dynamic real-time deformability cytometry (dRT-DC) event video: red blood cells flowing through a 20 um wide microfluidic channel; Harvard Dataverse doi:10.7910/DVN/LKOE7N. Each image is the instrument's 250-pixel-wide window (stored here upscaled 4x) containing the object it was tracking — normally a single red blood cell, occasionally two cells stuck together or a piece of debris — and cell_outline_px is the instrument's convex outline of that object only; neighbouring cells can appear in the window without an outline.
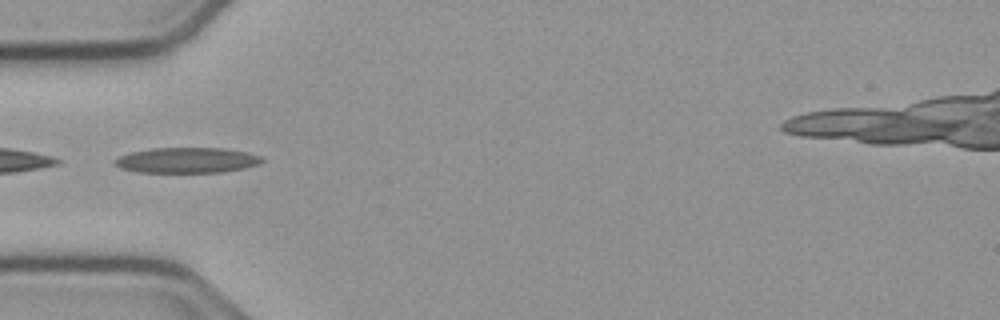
{"species": "common noctule bat (a hibernating species)", "species_latin": "Nyctalus noctula", "temperature_condition": "cold", "stored_images_in_passage": 33, "camera_frame_rate_fps": 3000, "um_per_image_px": 0.085, "animal": {"sex": "male", "body_mass_g": 23.1, "forearm_length_mm": 52.7}, "frame": {"image": 1, "passage_image": 1, "time_ms": 0.0, "image_size_px": [1000, 320], "cell_outline_px": [[264, 160], [260, 164], [244, 168], [220, 172], [136, 172], [120, 168], [116, 164], [116, 160], [120, 156], [132, 152], [152, 148], [224, 148], [248, 152], [260, 156]], "centroid_in_image_um": [15.93, 13.62], "position_along_channel_um": 69.1, "area_um2": 21.68}}
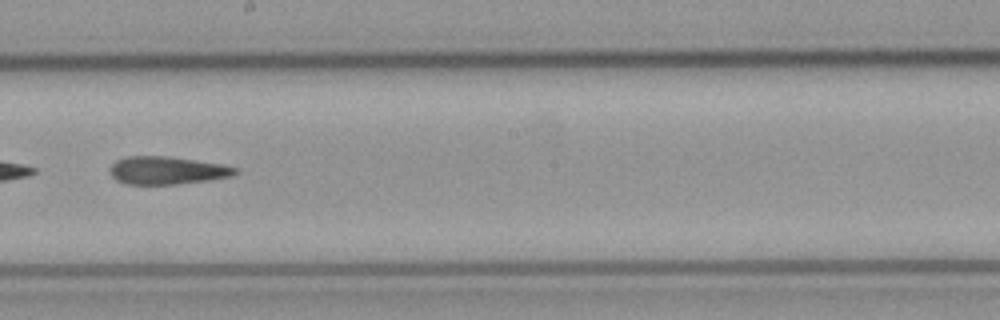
{"frame": {"image": 2, "passage_image": 14, "time_ms": 4.333, "image_size_px": [1000, 320], "cell_outline_px": [[240, 172], [232, 176], [208, 180], [176, 184], [128, 184], [116, 180], [112, 176], [108, 168], [116, 160], [128, 156], [164, 156], [220, 164], [236, 168]], "centroid_in_image_um": [14.16, 14.49], "position_along_channel_um": 234.0, "area_um2": 20.11}}
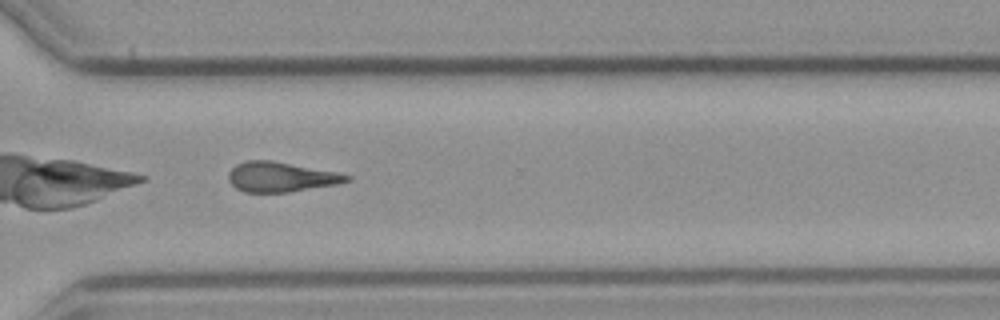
{"frame": {"image": 3, "passage_image": 23, "time_ms": 7.333, "image_size_px": [1000, 320], "cell_outline_px": [[352, 180], [336, 184], [288, 192], [244, 192], [236, 188], [228, 180], [228, 172], [236, 164], [244, 160], [272, 160], [336, 172], [352, 176]], "centroid_in_image_um": [23.84, 15.03], "position_along_channel_um": 346.8, "area_um2": 20.58}, "authors_computed_cell_mechanics": {"area_um2": 20.8658, "velocity_mm_per_s": 3.7752, "shape_relaxation_time_tau1_ms": null, "shape_relaxation_time_tau2_ms": 3.0323, "deformation_change_tau1": null, "deformation_change_tau2": 0.1281}}